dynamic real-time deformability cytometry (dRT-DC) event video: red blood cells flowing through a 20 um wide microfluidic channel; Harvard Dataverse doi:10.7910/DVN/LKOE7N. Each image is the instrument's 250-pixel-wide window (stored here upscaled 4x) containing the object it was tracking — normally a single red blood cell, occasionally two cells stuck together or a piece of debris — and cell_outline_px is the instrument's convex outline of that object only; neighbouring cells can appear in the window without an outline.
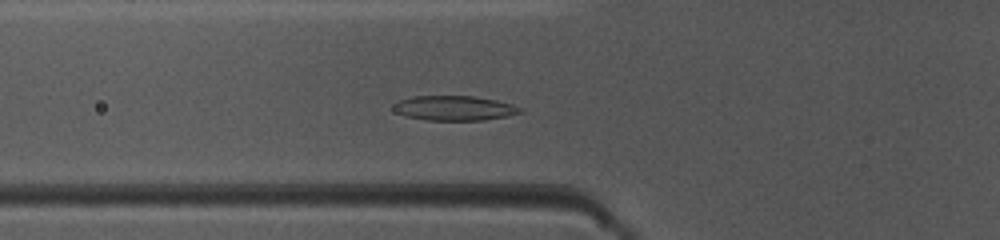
{"species": "common noctule bat (a hibernating species)", "species_latin": "Nyctalus noctula", "temperature_condition": "warm", "stored_images_in_passage": 38, "camera_frame_rate_fps": 3000, "um_per_image_px": 0.085, "animal": {"sex": "female", "body_mass_g": 10.0, "forearm_length_mm": 53.1}, "frame": {"image": 1, "passage_image": 6, "time_ms": 1.667, "image_size_px": [1000, 240], "cell_outline_px": [[524, 112], [508, 116], [484, 120], [428, 120], [408, 116], [396, 112], [392, 108], [400, 100], [412, 96], [472, 96], [496, 100], [512, 104], [520, 108]], "centroid_in_image_um": [38.65, 9.19], "position_along_channel_um": 87.1, "area_um2": 18.09}}
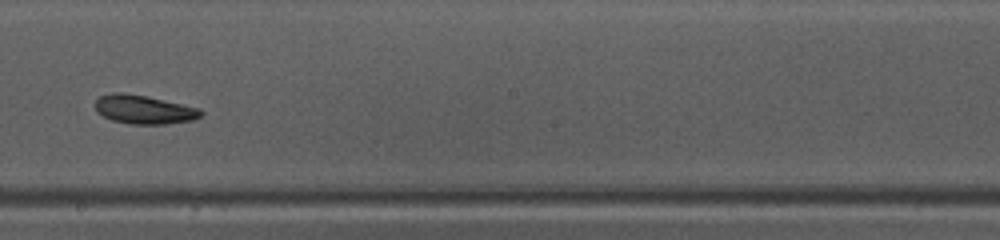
{"frame": {"image": 2, "passage_image": 17, "time_ms": 5.333, "image_size_px": [1000, 240], "cell_outline_px": [[204, 112], [200, 116], [192, 120], [164, 124], [128, 124], [112, 120], [96, 112], [96, 100], [100, 96], [112, 92], [120, 92], [144, 96], [200, 108]], "centroid_in_image_um": [12.22, 9.32], "position_along_channel_um": 236.0, "area_um2": 17.51}}
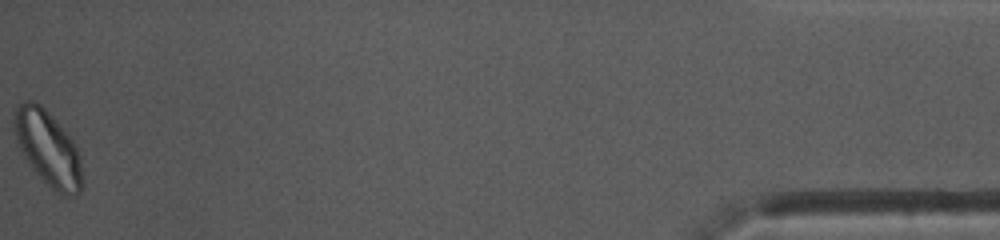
{"frame": {"image": 3, "passage_image": 38, "time_ms": 12.333, "image_size_px": [1000, 240], "cell_outline_px": [[80, 192], [72, 196], [64, 196], [56, 192], [28, 164], [16, 140], [12, 120], [12, 116], [16, 104], [24, 100], [32, 100], [40, 104], [56, 120], [72, 140], [80, 156]], "centroid_in_image_um": [4.02, 12.54], "position_along_channel_um": 431.2, "area_um2": 29.42}, "authors_computed_cell_mechanics": {"area_um2": 17.9758, "velocity_mm_per_s": 4.042, "shape_relaxation_time_tau1_ms": 4.7585, "shape_relaxation_time_tau2_ms": 4.9643, "deformation_change_tau1": 0.132, "deformation_change_tau2": 0.1056}}